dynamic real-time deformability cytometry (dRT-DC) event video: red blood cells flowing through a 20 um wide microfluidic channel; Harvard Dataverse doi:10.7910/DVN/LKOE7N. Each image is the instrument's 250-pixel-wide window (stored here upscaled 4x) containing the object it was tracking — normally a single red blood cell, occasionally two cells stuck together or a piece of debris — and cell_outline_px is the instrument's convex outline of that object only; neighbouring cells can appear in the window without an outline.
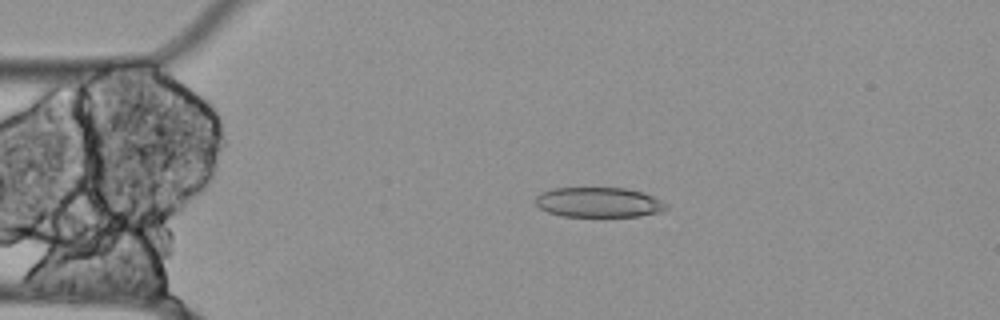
{"species": "Egyptian fruit bat (a non-hibernating species)", "species_latin": "Rousettus aegyptiacus", "temperature_condition": "cold", "stored_images_in_passage": 56, "segment_of_instrument_passage": [1, 2], "camera_frame_rate_fps": 3000, "um_per_image_px": 0.085, "animal": {"sex": "female"}, "frame": {"image": 1, "passage_image": 12, "time_ms": 3.667, "image_size_px": [1000, 320], "cell_outline_px": [[668, 208], [660, 212], [640, 216], [560, 216], [548, 212], [540, 208], [536, 204], [536, 196], [540, 192], [552, 188], [624, 188], [644, 192], [668, 204]], "centroid_in_image_um": [50.89, 17.19], "position_along_channel_um": 34.1, "area_um2": 22.89}}
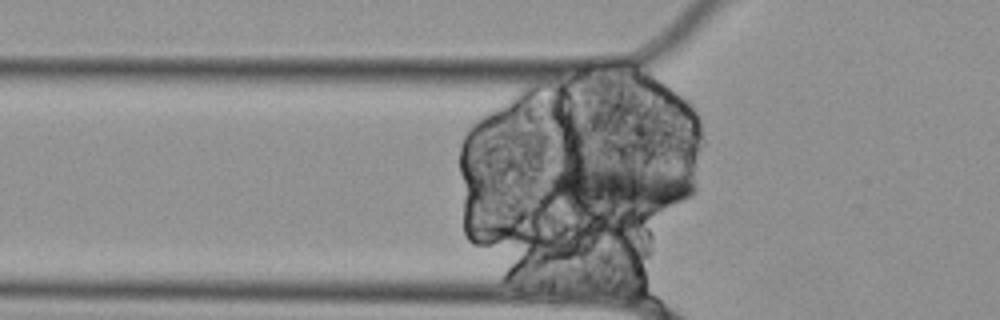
{"frame": {"image": 2, "passage_image": 18, "time_ms": 5.667, "image_size_px": [1000, 320], "cell_outline_px": [[696, 192], [692, 196], [652, 212], [632, 216], [628, 216], [560, 200], [548, 184], [548, 176], [556, 168], [612, 164], [684, 172], [696, 184]], "centroid_in_image_um": [52.8, 15.96], "position_along_channel_um": 73.0, "area_um2": 40.63}}